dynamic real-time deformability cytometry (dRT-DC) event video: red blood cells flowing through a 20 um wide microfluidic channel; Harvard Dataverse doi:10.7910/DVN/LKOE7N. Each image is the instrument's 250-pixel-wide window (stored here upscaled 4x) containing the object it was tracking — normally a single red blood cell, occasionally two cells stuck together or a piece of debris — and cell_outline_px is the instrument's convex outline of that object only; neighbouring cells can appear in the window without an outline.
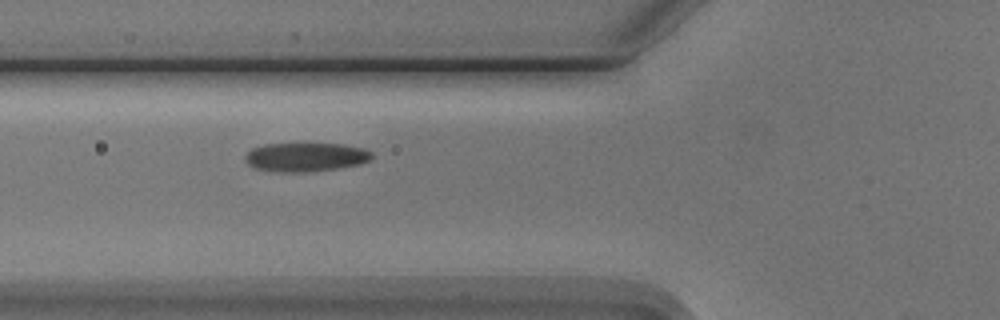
{"species": "Egyptian fruit bat (a non-hibernating species)", "species_latin": "Rousettus aegyptiacus", "temperature_condition": "cold", "stored_images_in_passage": 6, "camera_frame_rate_fps": 3000, "um_per_image_px": 0.085, "animal": {"sex": "male"}, "frame": {"image": 1, "passage_image": 6, "time_ms": 6.667, "image_size_px": [1000, 320], "cell_outline_px": [[372, 156], [368, 160], [360, 164], [336, 168], [304, 172], [280, 172], [256, 168], [248, 164], [244, 160], [244, 156], [252, 148], [264, 144], [344, 144], [364, 148], [372, 152]], "centroid_in_image_um": [25.96, 13.34], "position_along_channel_um": 99.8, "area_um2": 21.15}}